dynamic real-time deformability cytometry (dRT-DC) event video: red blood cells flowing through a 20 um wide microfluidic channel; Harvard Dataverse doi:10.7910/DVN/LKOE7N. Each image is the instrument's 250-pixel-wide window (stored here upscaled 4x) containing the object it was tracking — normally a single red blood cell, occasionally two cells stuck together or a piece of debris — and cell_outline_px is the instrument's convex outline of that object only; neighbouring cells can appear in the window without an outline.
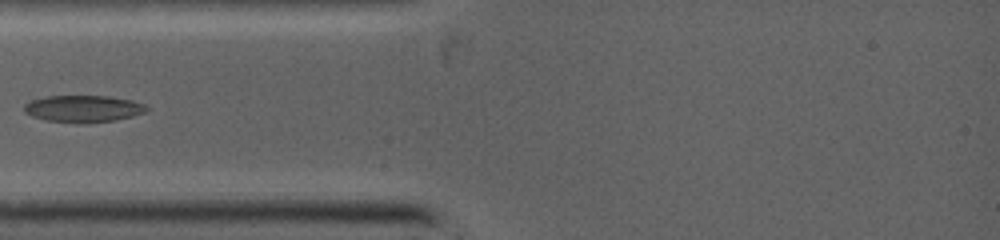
{"species": "common noctule bat (a hibernating species)", "species_latin": "Nyctalus noctula", "temperature_condition": "warm", "stored_images_in_passage": 6, "camera_frame_rate_fps": 5000, "um_per_image_px": 0.085, "animal": {"sex": "female", "body_mass_g": 19.0, "forearm_length_mm": 53.3}, "frame": {"image": 1, "passage_image": 4, "time_ms": 2.0, "image_size_px": [1000, 240], "cell_outline_px": [[148, 108], [144, 112], [132, 116], [112, 120], [48, 120], [32, 116], [24, 112], [24, 104], [32, 100], [48, 96], [108, 96], [132, 100], [144, 104]], "centroid_in_image_um": [7.07, 9.18], "position_along_channel_um": 77.9, "area_um2": 18.09}}
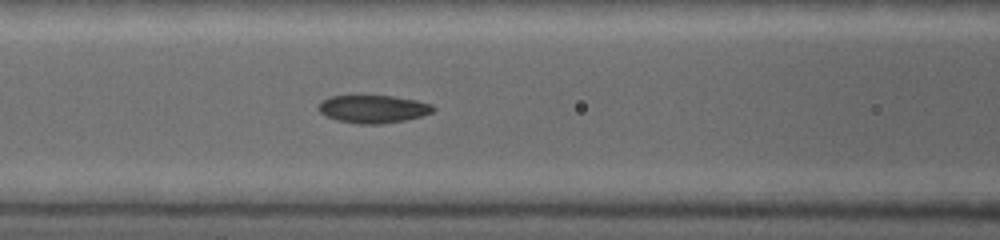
{"frame": {"image": 2, "passage_image": 6, "time_ms": 3.2, "image_size_px": [1000, 240], "cell_outline_px": [[436, 108], [432, 112], [420, 116], [404, 120], [376, 124], [360, 124], [340, 120], [328, 116], [320, 112], [316, 108], [328, 96], [392, 96], [416, 100], [432, 104]], "centroid_in_image_um": [31.73, 9.25], "position_along_channel_um": 134.9, "area_um2": 18.26}}